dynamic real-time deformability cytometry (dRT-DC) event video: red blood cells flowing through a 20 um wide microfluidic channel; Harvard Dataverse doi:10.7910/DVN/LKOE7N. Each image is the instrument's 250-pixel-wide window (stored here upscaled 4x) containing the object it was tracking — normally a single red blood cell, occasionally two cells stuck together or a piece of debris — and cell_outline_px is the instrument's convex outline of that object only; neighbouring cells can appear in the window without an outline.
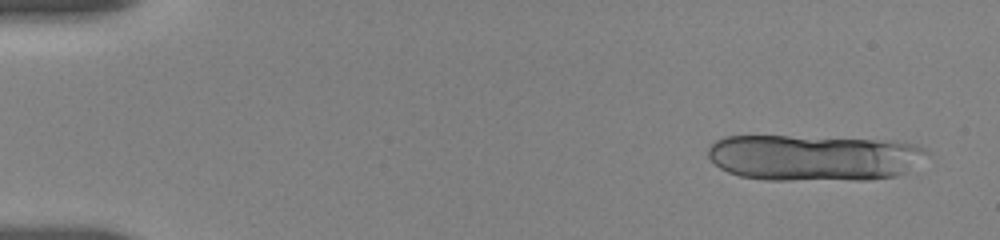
{"species": "human", "species_latin": "Homo sapiens", "temperature_condition": "room temperature", "stored_images_in_passage": 8, "segment_of_instrument_passage": [1, 2], "camera_frame_rate_fps": 3000, "um_per_image_px": 0.085, "donor": {"sex": "female"}, "frame": {"image": 1, "passage_image": 1, "time_ms": 0.0, "image_size_px": [1000, 240], "cell_outline_px": [[928, 152], [904, 172], [896, 176], [868, 180], [764, 180], [740, 176], [728, 172], [720, 168], [708, 156], [708, 148], [716, 140], [724, 136], [788, 136], [892, 140], [916, 144], [924, 148]], "centroid_in_image_um": [69.13, 13.4], "position_along_channel_um": 15.9, "area_um2": 58.96}}